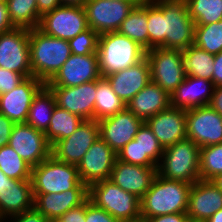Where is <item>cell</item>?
<instances>
[{"label": "cell", "instance_id": "6da1fadb", "mask_svg": "<svg viewBox=\"0 0 222 222\" xmlns=\"http://www.w3.org/2000/svg\"><path fill=\"white\" fill-rule=\"evenodd\" d=\"M192 184L163 178L156 174L140 200L141 217L186 213Z\"/></svg>", "mask_w": 222, "mask_h": 222}, {"label": "cell", "instance_id": "7a4b0ae2", "mask_svg": "<svg viewBox=\"0 0 222 222\" xmlns=\"http://www.w3.org/2000/svg\"><path fill=\"white\" fill-rule=\"evenodd\" d=\"M30 65L32 75L48 83L71 55L67 40L44 34L38 28L30 30Z\"/></svg>", "mask_w": 222, "mask_h": 222}, {"label": "cell", "instance_id": "3957f363", "mask_svg": "<svg viewBox=\"0 0 222 222\" xmlns=\"http://www.w3.org/2000/svg\"><path fill=\"white\" fill-rule=\"evenodd\" d=\"M162 11V48L185 50L194 44L195 22L185 0H151Z\"/></svg>", "mask_w": 222, "mask_h": 222}, {"label": "cell", "instance_id": "277c9868", "mask_svg": "<svg viewBox=\"0 0 222 222\" xmlns=\"http://www.w3.org/2000/svg\"><path fill=\"white\" fill-rule=\"evenodd\" d=\"M98 62L101 76L133 66L146 57V50L118 31L99 35Z\"/></svg>", "mask_w": 222, "mask_h": 222}, {"label": "cell", "instance_id": "5b68a950", "mask_svg": "<svg viewBox=\"0 0 222 222\" xmlns=\"http://www.w3.org/2000/svg\"><path fill=\"white\" fill-rule=\"evenodd\" d=\"M200 147L189 138L167 147L157 165L163 178L193 184L200 180Z\"/></svg>", "mask_w": 222, "mask_h": 222}, {"label": "cell", "instance_id": "8992f818", "mask_svg": "<svg viewBox=\"0 0 222 222\" xmlns=\"http://www.w3.org/2000/svg\"><path fill=\"white\" fill-rule=\"evenodd\" d=\"M88 198L120 222H141L140 199L110 179L91 184L88 187Z\"/></svg>", "mask_w": 222, "mask_h": 222}, {"label": "cell", "instance_id": "52a82bcc", "mask_svg": "<svg viewBox=\"0 0 222 222\" xmlns=\"http://www.w3.org/2000/svg\"><path fill=\"white\" fill-rule=\"evenodd\" d=\"M31 182L33 194L88 189L79 178L77 166L61 162L53 155L32 168Z\"/></svg>", "mask_w": 222, "mask_h": 222}, {"label": "cell", "instance_id": "ba28073f", "mask_svg": "<svg viewBox=\"0 0 222 222\" xmlns=\"http://www.w3.org/2000/svg\"><path fill=\"white\" fill-rule=\"evenodd\" d=\"M89 28L84 6L60 5L41 16L38 29L44 34L69 41Z\"/></svg>", "mask_w": 222, "mask_h": 222}, {"label": "cell", "instance_id": "9c48e42d", "mask_svg": "<svg viewBox=\"0 0 222 222\" xmlns=\"http://www.w3.org/2000/svg\"><path fill=\"white\" fill-rule=\"evenodd\" d=\"M181 50L153 48L146 51L150 64L151 81L170 95L184 81Z\"/></svg>", "mask_w": 222, "mask_h": 222}, {"label": "cell", "instance_id": "30bf717a", "mask_svg": "<svg viewBox=\"0 0 222 222\" xmlns=\"http://www.w3.org/2000/svg\"><path fill=\"white\" fill-rule=\"evenodd\" d=\"M30 30L13 28L0 34V67L32 77L30 65Z\"/></svg>", "mask_w": 222, "mask_h": 222}, {"label": "cell", "instance_id": "8fae6325", "mask_svg": "<svg viewBox=\"0 0 222 222\" xmlns=\"http://www.w3.org/2000/svg\"><path fill=\"white\" fill-rule=\"evenodd\" d=\"M142 2L87 0L84 4L89 28L99 35L118 31L134 6Z\"/></svg>", "mask_w": 222, "mask_h": 222}, {"label": "cell", "instance_id": "7c38bea8", "mask_svg": "<svg viewBox=\"0 0 222 222\" xmlns=\"http://www.w3.org/2000/svg\"><path fill=\"white\" fill-rule=\"evenodd\" d=\"M186 134L200 148L222 143V116L209 105L186 110Z\"/></svg>", "mask_w": 222, "mask_h": 222}, {"label": "cell", "instance_id": "4fadbf2b", "mask_svg": "<svg viewBox=\"0 0 222 222\" xmlns=\"http://www.w3.org/2000/svg\"><path fill=\"white\" fill-rule=\"evenodd\" d=\"M32 168L52 155L45 132L26 123L14 124L8 143Z\"/></svg>", "mask_w": 222, "mask_h": 222}, {"label": "cell", "instance_id": "5bb4252c", "mask_svg": "<svg viewBox=\"0 0 222 222\" xmlns=\"http://www.w3.org/2000/svg\"><path fill=\"white\" fill-rule=\"evenodd\" d=\"M117 154L99 136L77 165L80 180L91 184L110 178Z\"/></svg>", "mask_w": 222, "mask_h": 222}, {"label": "cell", "instance_id": "9a60e30c", "mask_svg": "<svg viewBox=\"0 0 222 222\" xmlns=\"http://www.w3.org/2000/svg\"><path fill=\"white\" fill-rule=\"evenodd\" d=\"M101 77L98 54H71L56 75L45 85L47 87H74L95 81Z\"/></svg>", "mask_w": 222, "mask_h": 222}, {"label": "cell", "instance_id": "2e32d148", "mask_svg": "<svg viewBox=\"0 0 222 222\" xmlns=\"http://www.w3.org/2000/svg\"><path fill=\"white\" fill-rule=\"evenodd\" d=\"M98 137V121L84 120L71 136L59 140L52 147V155L61 162L77 166Z\"/></svg>", "mask_w": 222, "mask_h": 222}, {"label": "cell", "instance_id": "e0dca14e", "mask_svg": "<svg viewBox=\"0 0 222 222\" xmlns=\"http://www.w3.org/2000/svg\"><path fill=\"white\" fill-rule=\"evenodd\" d=\"M98 123L99 136L117 154L135 138L138 129L144 122L125 108L113 116L99 120Z\"/></svg>", "mask_w": 222, "mask_h": 222}, {"label": "cell", "instance_id": "ac0fdd59", "mask_svg": "<svg viewBox=\"0 0 222 222\" xmlns=\"http://www.w3.org/2000/svg\"><path fill=\"white\" fill-rule=\"evenodd\" d=\"M48 88L53 93L57 106L84 120H94L96 80L74 87Z\"/></svg>", "mask_w": 222, "mask_h": 222}, {"label": "cell", "instance_id": "d6986e66", "mask_svg": "<svg viewBox=\"0 0 222 222\" xmlns=\"http://www.w3.org/2000/svg\"><path fill=\"white\" fill-rule=\"evenodd\" d=\"M45 84L34 76L26 78L12 91L0 95V114L14 124L25 123L34 96Z\"/></svg>", "mask_w": 222, "mask_h": 222}, {"label": "cell", "instance_id": "ffe728a7", "mask_svg": "<svg viewBox=\"0 0 222 222\" xmlns=\"http://www.w3.org/2000/svg\"><path fill=\"white\" fill-rule=\"evenodd\" d=\"M163 149L187 138L186 110L170 106L146 122Z\"/></svg>", "mask_w": 222, "mask_h": 222}, {"label": "cell", "instance_id": "44dd1931", "mask_svg": "<svg viewBox=\"0 0 222 222\" xmlns=\"http://www.w3.org/2000/svg\"><path fill=\"white\" fill-rule=\"evenodd\" d=\"M220 209L222 190L212 181L198 180L192 184L186 212L190 220L206 222Z\"/></svg>", "mask_w": 222, "mask_h": 222}, {"label": "cell", "instance_id": "7402d4cb", "mask_svg": "<svg viewBox=\"0 0 222 222\" xmlns=\"http://www.w3.org/2000/svg\"><path fill=\"white\" fill-rule=\"evenodd\" d=\"M156 174L157 167L139 166L116 159L109 179L141 200Z\"/></svg>", "mask_w": 222, "mask_h": 222}, {"label": "cell", "instance_id": "603a6c76", "mask_svg": "<svg viewBox=\"0 0 222 222\" xmlns=\"http://www.w3.org/2000/svg\"><path fill=\"white\" fill-rule=\"evenodd\" d=\"M116 95L127 104L150 81V64L145 57L137 64L105 76Z\"/></svg>", "mask_w": 222, "mask_h": 222}, {"label": "cell", "instance_id": "cb8c5ba5", "mask_svg": "<svg viewBox=\"0 0 222 222\" xmlns=\"http://www.w3.org/2000/svg\"><path fill=\"white\" fill-rule=\"evenodd\" d=\"M34 208V195L31 180L6 178L0 189V221Z\"/></svg>", "mask_w": 222, "mask_h": 222}, {"label": "cell", "instance_id": "d4e9b609", "mask_svg": "<svg viewBox=\"0 0 222 222\" xmlns=\"http://www.w3.org/2000/svg\"><path fill=\"white\" fill-rule=\"evenodd\" d=\"M34 208L49 221H56L68 210L88 198V189H69L60 193L33 194Z\"/></svg>", "mask_w": 222, "mask_h": 222}, {"label": "cell", "instance_id": "484cf974", "mask_svg": "<svg viewBox=\"0 0 222 222\" xmlns=\"http://www.w3.org/2000/svg\"><path fill=\"white\" fill-rule=\"evenodd\" d=\"M213 89L214 84L210 80L185 76L184 81L170 95L171 106L183 110L206 106L211 100Z\"/></svg>", "mask_w": 222, "mask_h": 222}, {"label": "cell", "instance_id": "4316f807", "mask_svg": "<svg viewBox=\"0 0 222 222\" xmlns=\"http://www.w3.org/2000/svg\"><path fill=\"white\" fill-rule=\"evenodd\" d=\"M170 106V94L152 81L126 104V108L143 122Z\"/></svg>", "mask_w": 222, "mask_h": 222}, {"label": "cell", "instance_id": "83f0119b", "mask_svg": "<svg viewBox=\"0 0 222 222\" xmlns=\"http://www.w3.org/2000/svg\"><path fill=\"white\" fill-rule=\"evenodd\" d=\"M182 67L186 76H194L212 81L214 72V54L192 44L182 51Z\"/></svg>", "mask_w": 222, "mask_h": 222}, {"label": "cell", "instance_id": "f1b7e54d", "mask_svg": "<svg viewBox=\"0 0 222 222\" xmlns=\"http://www.w3.org/2000/svg\"><path fill=\"white\" fill-rule=\"evenodd\" d=\"M56 107V102L51 90L44 85L34 96L30 106L26 124L37 130L46 132Z\"/></svg>", "mask_w": 222, "mask_h": 222}, {"label": "cell", "instance_id": "f546056e", "mask_svg": "<svg viewBox=\"0 0 222 222\" xmlns=\"http://www.w3.org/2000/svg\"><path fill=\"white\" fill-rule=\"evenodd\" d=\"M96 98L94 105V120L113 116L126 108V104L113 91L106 77L96 80Z\"/></svg>", "mask_w": 222, "mask_h": 222}, {"label": "cell", "instance_id": "4dcf8cb0", "mask_svg": "<svg viewBox=\"0 0 222 222\" xmlns=\"http://www.w3.org/2000/svg\"><path fill=\"white\" fill-rule=\"evenodd\" d=\"M118 32L148 50L147 0L134 6L122 22Z\"/></svg>", "mask_w": 222, "mask_h": 222}, {"label": "cell", "instance_id": "1f68e13d", "mask_svg": "<svg viewBox=\"0 0 222 222\" xmlns=\"http://www.w3.org/2000/svg\"><path fill=\"white\" fill-rule=\"evenodd\" d=\"M83 121L80 116L56 105L45 136L53 147L59 140L71 136Z\"/></svg>", "mask_w": 222, "mask_h": 222}, {"label": "cell", "instance_id": "d6a6232c", "mask_svg": "<svg viewBox=\"0 0 222 222\" xmlns=\"http://www.w3.org/2000/svg\"><path fill=\"white\" fill-rule=\"evenodd\" d=\"M8 16L14 28H38L41 15L36 0H6Z\"/></svg>", "mask_w": 222, "mask_h": 222}, {"label": "cell", "instance_id": "836d02e7", "mask_svg": "<svg viewBox=\"0 0 222 222\" xmlns=\"http://www.w3.org/2000/svg\"><path fill=\"white\" fill-rule=\"evenodd\" d=\"M0 170L11 179L31 180L32 167L9 144L0 148Z\"/></svg>", "mask_w": 222, "mask_h": 222}, {"label": "cell", "instance_id": "e575fe53", "mask_svg": "<svg viewBox=\"0 0 222 222\" xmlns=\"http://www.w3.org/2000/svg\"><path fill=\"white\" fill-rule=\"evenodd\" d=\"M195 25H207L222 20V0H185Z\"/></svg>", "mask_w": 222, "mask_h": 222}, {"label": "cell", "instance_id": "d590c367", "mask_svg": "<svg viewBox=\"0 0 222 222\" xmlns=\"http://www.w3.org/2000/svg\"><path fill=\"white\" fill-rule=\"evenodd\" d=\"M194 45L211 54L222 51V20L207 25H195Z\"/></svg>", "mask_w": 222, "mask_h": 222}, {"label": "cell", "instance_id": "8d00e7d4", "mask_svg": "<svg viewBox=\"0 0 222 222\" xmlns=\"http://www.w3.org/2000/svg\"><path fill=\"white\" fill-rule=\"evenodd\" d=\"M222 173V143L200 148V180L211 181Z\"/></svg>", "mask_w": 222, "mask_h": 222}, {"label": "cell", "instance_id": "74e56055", "mask_svg": "<svg viewBox=\"0 0 222 222\" xmlns=\"http://www.w3.org/2000/svg\"><path fill=\"white\" fill-rule=\"evenodd\" d=\"M134 139L139 141L140 147L142 148V157H149L158 165L164 149L145 122L138 129Z\"/></svg>", "mask_w": 222, "mask_h": 222}, {"label": "cell", "instance_id": "f35d334b", "mask_svg": "<svg viewBox=\"0 0 222 222\" xmlns=\"http://www.w3.org/2000/svg\"><path fill=\"white\" fill-rule=\"evenodd\" d=\"M148 50L162 48V11L147 0Z\"/></svg>", "mask_w": 222, "mask_h": 222}, {"label": "cell", "instance_id": "ab89813d", "mask_svg": "<svg viewBox=\"0 0 222 222\" xmlns=\"http://www.w3.org/2000/svg\"><path fill=\"white\" fill-rule=\"evenodd\" d=\"M98 41L99 34L91 28H88L73 39H70L68 42L70 45L71 54L88 55L97 53Z\"/></svg>", "mask_w": 222, "mask_h": 222}, {"label": "cell", "instance_id": "60d3db41", "mask_svg": "<svg viewBox=\"0 0 222 222\" xmlns=\"http://www.w3.org/2000/svg\"><path fill=\"white\" fill-rule=\"evenodd\" d=\"M117 159L134 165L145 167H157V165L149 158L142 157V148L139 141L133 139L128 142L118 153Z\"/></svg>", "mask_w": 222, "mask_h": 222}, {"label": "cell", "instance_id": "b9f144b4", "mask_svg": "<svg viewBox=\"0 0 222 222\" xmlns=\"http://www.w3.org/2000/svg\"><path fill=\"white\" fill-rule=\"evenodd\" d=\"M85 222H120L104 209L95 206L89 198L85 200Z\"/></svg>", "mask_w": 222, "mask_h": 222}, {"label": "cell", "instance_id": "7bdbcfd3", "mask_svg": "<svg viewBox=\"0 0 222 222\" xmlns=\"http://www.w3.org/2000/svg\"><path fill=\"white\" fill-rule=\"evenodd\" d=\"M26 78L17 73L0 67V95L12 91Z\"/></svg>", "mask_w": 222, "mask_h": 222}, {"label": "cell", "instance_id": "ee69618b", "mask_svg": "<svg viewBox=\"0 0 222 222\" xmlns=\"http://www.w3.org/2000/svg\"><path fill=\"white\" fill-rule=\"evenodd\" d=\"M8 218H11V222H49V220L35 208H32L31 210L25 211L21 214L9 216L0 222H3L6 219L8 222H10Z\"/></svg>", "mask_w": 222, "mask_h": 222}, {"label": "cell", "instance_id": "f6af8a7d", "mask_svg": "<svg viewBox=\"0 0 222 222\" xmlns=\"http://www.w3.org/2000/svg\"><path fill=\"white\" fill-rule=\"evenodd\" d=\"M57 222H85V201L61 215Z\"/></svg>", "mask_w": 222, "mask_h": 222}, {"label": "cell", "instance_id": "bcb514c9", "mask_svg": "<svg viewBox=\"0 0 222 222\" xmlns=\"http://www.w3.org/2000/svg\"><path fill=\"white\" fill-rule=\"evenodd\" d=\"M187 213H173L156 217H141V222H188Z\"/></svg>", "mask_w": 222, "mask_h": 222}, {"label": "cell", "instance_id": "7dc6e473", "mask_svg": "<svg viewBox=\"0 0 222 222\" xmlns=\"http://www.w3.org/2000/svg\"><path fill=\"white\" fill-rule=\"evenodd\" d=\"M14 123L5 115L0 114V148L8 145Z\"/></svg>", "mask_w": 222, "mask_h": 222}, {"label": "cell", "instance_id": "c3c4849f", "mask_svg": "<svg viewBox=\"0 0 222 222\" xmlns=\"http://www.w3.org/2000/svg\"><path fill=\"white\" fill-rule=\"evenodd\" d=\"M214 72L212 75V82L214 87L222 86V51L215 54L214 57Z\"/></svg>", "mask_w": 222, "mask_h": 222}, {"label": "cell", "instance_id": "681fc988", "mask_svg": "<svg viewBox=\"0 0 222 222\" xmlns=\"http://www.w3.org/2000/svg\"><path fill=\"white\" fill-rule=\"evenodd\" d=\"M208 105L222 116V86L214 87Z\"/></svg>", "mask_w": 222, "mask_h": 222}, {"label": "cell", "instance_id": "f907efd6", "mask_svg": "<svg viewBox=\"0 0 222 222\" xmlns=\"http://www.w3.org/2000/svg\"><path fill=\"white\" fill-rule=\"evenodd\" d=\"M13 28L8 16L6 3H0V34Z\"/></svg>", "mask_w": 222, "mask_h": 222}, {"label": "cell", "instance_id": "816d5d0a", "mask_svg": "<svg viewBox=\"0 0 222 222\" xmlns=\"http://www.w3.org/2000/svg\"><path fill=\"white\" fill-rule=\"evenodd\" d=\"M38 13L42 16L44 13L52 11L61 5L60 0H36Z\"/></svg>", "mask_w": 222, "mask_h": 222}, {"label": "cell", "instance_id": "f5cc1de1", "mask_svg": "<svg viewBox=\"0 0 222 222\" xmlns=\"http://www.w3.org/2000/svg\"><path fill=\"white\" fill-rule=\"evenodd\" d=\"M87 0H60L61 5H78L84 6Z\"/></svg>", "mask_w": 222, "mask_h": 222}, {"label": "cell", "instance_id": "db71d44e", "mask_svg": "<svg viewBox=\"0 0 222 222\" xmlns=\"http://www.w3.org/2000/svg\"><path fill=\"white\" fill-rule=\"evenodd\" d=\"M206 222H222V209L214 213Z\"/></svg>", "mask_w": 222, "mask_h": 222}, {"label": "cell", "instance_id": "11a10c76", "mask_svg": "<svg viewBox=\"0 0 222 222\" xmlns=\"http://www.w3.org/2000/svg\"><path fill=\"white\" fill-rule=\"evenodd\" d=\"M220 190H222V173L211 180Z\"/></svg>", "mask_w": 222, "mask_h": 222}, {"label": "cell", "instance_id": "9f6ffc18", "mask_svg": "<svg viewBox=\"0 0 222 222\" xmlns=\"http://www.w3.org/2000/svg\"><path fill=\"white\" fill-rule=\"evenodd\" d=\"M6 178H8V177L0 170V189L6 183Z\"/></svg>", "mask_w": 222, "mask_h": 222}, {"label": "cell", "instance_id": "6f0895ef", "mask_svg": "<svg viewBox=\"0 0 222 222\" xmlns=\"http://www.w3.org/2000/svg\"><path fill=\"white\" fill-rule=\"evenodd\" d=\"M118 1H125V2H143L144 0H118Z\"/></svg>", "mask_w": 222, "mask_h": 222}, {"label": "cell", "instance_id": "680465c9", "mask_svg": "<svg viewBox=\"0 0 222 222\" xmlns=\"http://www.w3.org/2000/svg\"><path fill=\"white\" fill-rule=\"evenodd\" d=\"M0 3H6V0H0Z\"/></svg>", "mask_w": 222, "mask_h": 222}, {"label": "cell", "instance_id": "91938a15", "mask_svg": "<svg viewBox=\"0 0 222 222\" xmlns=\"http://www.w3.org/2000/svg\"><path fill=\"white\" fill-rule=\"evenodd\" d=\"M188 222H200V221H193V220H189Z\"/></svg>", "mask_w": 222, "mask_h": 222}]
</instances>
